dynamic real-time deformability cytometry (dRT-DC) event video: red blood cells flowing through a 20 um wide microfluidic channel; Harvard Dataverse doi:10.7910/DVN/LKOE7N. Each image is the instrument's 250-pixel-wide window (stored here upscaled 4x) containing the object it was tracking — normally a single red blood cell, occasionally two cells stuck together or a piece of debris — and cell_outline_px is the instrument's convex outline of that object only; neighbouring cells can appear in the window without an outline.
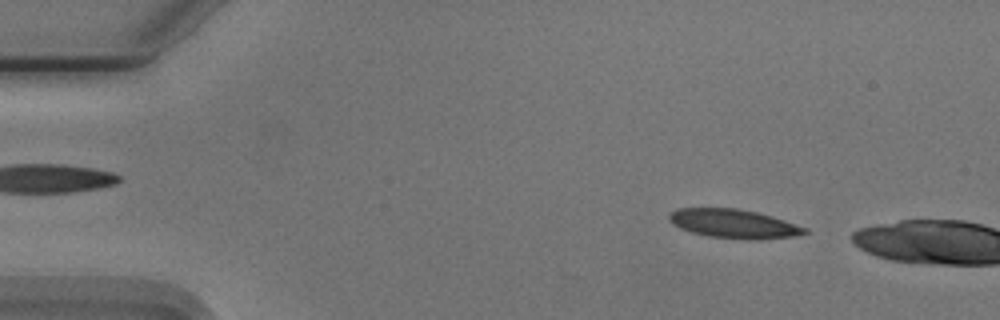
{"species": "Egyptian fruit bat (a non-hibernating species)", "species_latin": "Rousettus aegyptiacus", "temperature_condition": "cold", "stored_images_in_passage": 5, "camera_frame_rate_fps": 3000, "um_per_image_px": 0.085, "animal": {"sex": "male"}, "frame": {"image": 1, "passage_image": 2, "time_ms": 0.333, "image_size_px": [1000, 320], "cell_outline_px": [[808, 232], [796, 236], [760, 240], [748, 240], [708, 236], [692, 232], [680, 228], [672, 224], [668, 220], [668, 212], [676, 208], [736, 208], [756, 212], [772, 216], [808, 228]], "centroid_in_image_um": [62.35, 19.02], "position_along_channel_um": 22.6, "area_um2": 23.12}}